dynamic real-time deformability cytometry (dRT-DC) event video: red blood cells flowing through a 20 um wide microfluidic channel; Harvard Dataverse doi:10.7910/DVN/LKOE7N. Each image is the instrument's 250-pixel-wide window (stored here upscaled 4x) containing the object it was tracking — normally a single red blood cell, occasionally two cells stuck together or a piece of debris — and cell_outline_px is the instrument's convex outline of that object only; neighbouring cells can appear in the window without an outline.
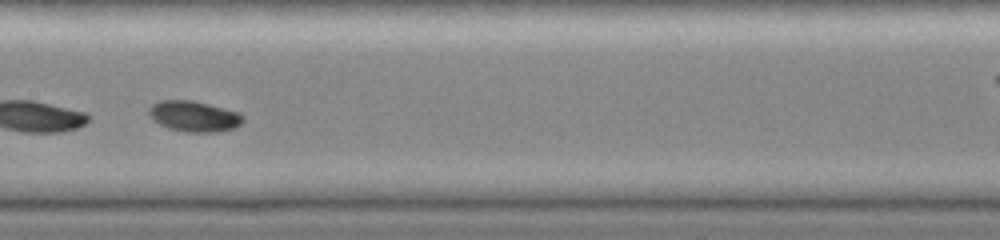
{"species": "common noctule bat (a hibernating species)", "species_latin": "Nyctalus noctula", "temperature_condition": "cold", "stored_images_in_passage": 31, "camera_frame_rate_fps": 3000, "um_per_image_px": 0.085, "animal": {"sex": "female", "body_mass_g": 19.0, "forearm_length_mm": 51.5}, "frame": {"image": 1, "passage_image": 10, "time_ms": 3.0, "image_size_px": [1000, 240], "cell_outline_px": [[244, 120], [240, 124], [232, 128], [216, 132], [184, 132], [168, 128], [152, 120], [148, 116], [148, 108], [152, 104], [160, 100], [192, 100], [240, 112], [244, 116]], "centroid_in_image_um": [16.46, 9.88], "position_along_channel_um": 190.9, "area_um2": 16.99}}
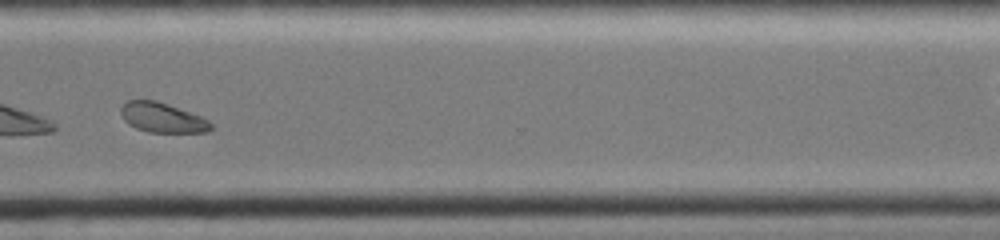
{"frame": {"image": 2, "passage_image": 22, "time_ms": 7.0, "image_size_px": [1000, 240], "cell_outline_px": [[212, 128], [208, 132], [148, 132], [136, 128], [128, 124], [124, 120], [120, 112], [120, 108], [128, 100], [156, 100], [168, 104], [200, 116], [208, 120], [212, 124]], "centroid_in_image_um": [13.78, 10.0], "position_along_channel_um": 356.8, "area_um2": 15.55}, "authors_computed_cell_mechanics": {"area_um2": 16.762, "velocity_mm_per_s": 4.1267, "shape_relaxation_time_tau1_ms": 1.0427, "shape_relaxation_time_tau2_ms": null, "deformation_change_tau1": 0.1161, "deformation_change_tau2": null}}